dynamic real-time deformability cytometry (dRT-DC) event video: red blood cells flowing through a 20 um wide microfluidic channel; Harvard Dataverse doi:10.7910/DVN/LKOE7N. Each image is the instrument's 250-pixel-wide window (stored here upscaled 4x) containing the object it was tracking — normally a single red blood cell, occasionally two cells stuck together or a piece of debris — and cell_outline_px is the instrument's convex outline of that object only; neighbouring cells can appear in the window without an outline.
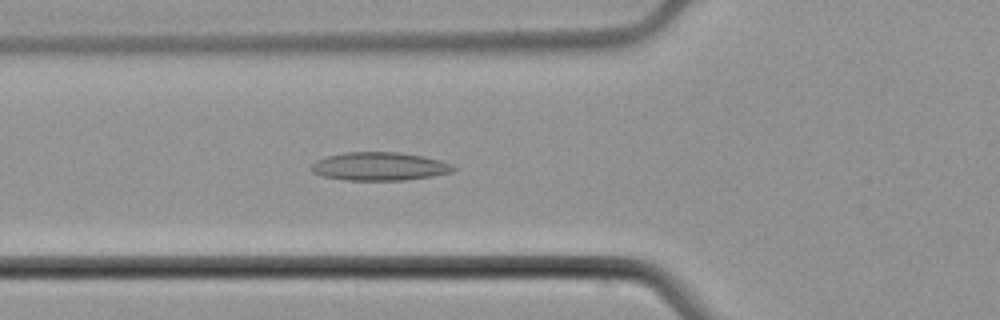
{"species": "common noctule bat (a hibernating species)", "species_latin": "Nyctalus noctula", "temperature_condition": "cold", "stored_images_in_passage": 47, "camera_frame_rate_fps": 3000, "um_per_image_px": 0.085, "animal": {"sex": "male", "body_mass_g": 21.5, "forearm_length_mm": 52.0}, "frame": {"image": 1, "passage_image": 19, "time_ms": 6.0, "image_size_px": [1000, 320], "cell_outline_px": [[456, 168], [452, 172], [432, 176], [404, 180], [348, 180], [324, 176], [312, 172], [312, 164], [316, 160], [324, 156], [344, 152], [396, 152], [424, 156], [440, 160], [452, 164]], "centroid_in_image_um": [32.26, 14.13], "position_along_channel_um": 93.5, "area_um2": 23.41}}
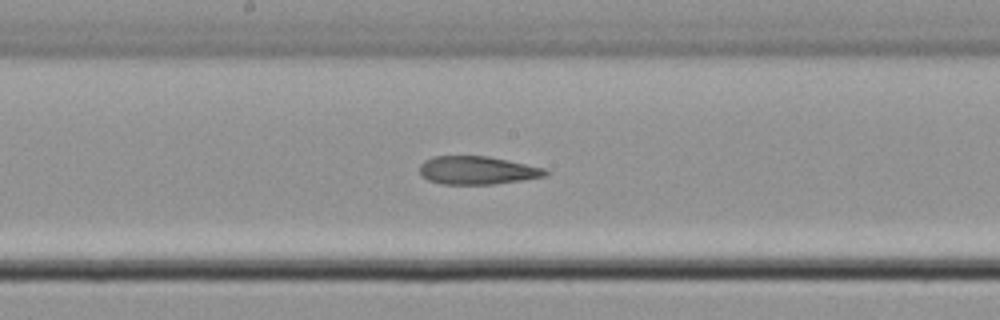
{"frame": {"image": 2, "passage_image": 28, "time_ms": 9.0, "image_size_px": [1000, 320], "cell_outline_px": [[548, 176], [524, 180], [496, 184], [444, 184], [428, 180], [420, 176], [420, 164], [424, 160], [432, 156], [488, 156], [544, 168], [548, 172]], "centroid_in_image_um": [40.55, 14.48], "position_along_channel_um": 207.6, "area_um2": 20.75}}
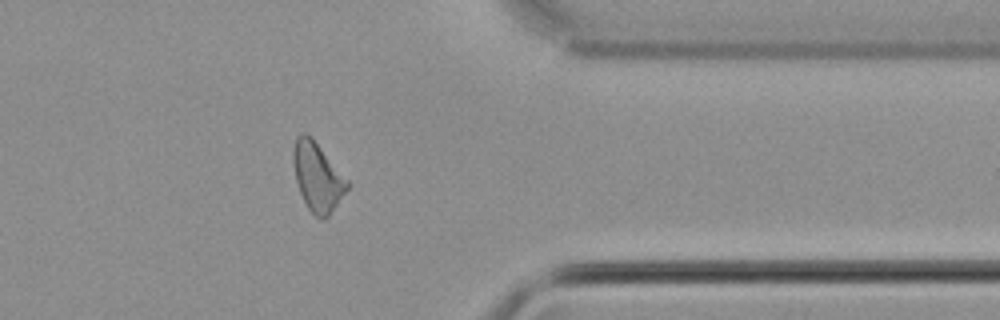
{"frame": {"image": 3, "passage_image": 43, "time_ms": 14.0, "image_size_px": [1000, 320], "cell_outline_px": [[352, 184], [328, 216], [324, 220], [320, 220], [308, 208], [300, 192], [296, 180], [292, 160], [292, 152], [296, 136], [300, 132], [304, 132], [320, 148]], "centroid_in_image_um": [26.98, 15.06], "position_along_channel_um": 384.4, "area_um2": 21.33}, "authors_computed_cell_mechanics": {"area_um2": 22.0218, "velocity_mm_per_s": 3.7949, "shape_relaxation_time_tau1_ms": null, "shape_relaxation_time_tau2_ms": 10.0841, "deformation_change_tau1": null, "deformation_change_tau2": 0.215}}